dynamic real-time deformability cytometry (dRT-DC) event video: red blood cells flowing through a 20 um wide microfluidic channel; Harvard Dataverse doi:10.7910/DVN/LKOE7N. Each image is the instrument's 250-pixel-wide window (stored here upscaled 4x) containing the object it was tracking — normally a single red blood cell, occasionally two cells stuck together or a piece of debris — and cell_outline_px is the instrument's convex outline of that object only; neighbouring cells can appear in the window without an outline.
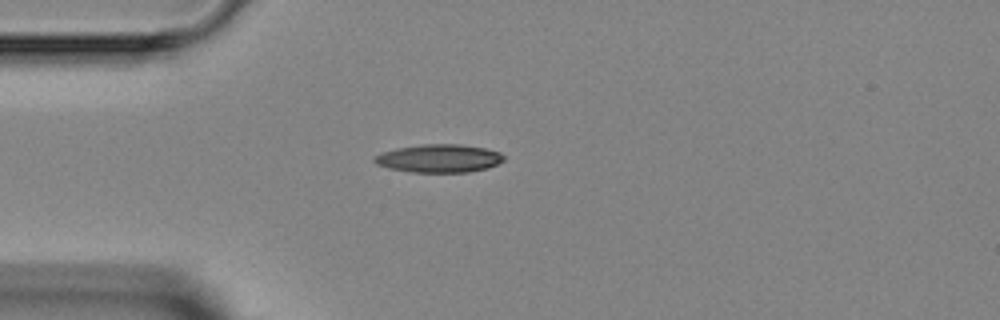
{"species": "Egyptian fruit bat (a non-hibernating species)", "species_latin": "Rousettus aegyptiacus", "temperature_condition": "room temperature", "stored_images_in_passage": 3, "camera_frame_rate_fps": 3000, "um_per_image_px": 0.085, "animal": {"sex": "female"}, "frame": {"image": 1, "passage_image": 1, "time_ms": 0.0, "image_size_px": [1000, 320], "cell_outline_px": [[504, 160], [488, 168], [468, 172], [412, 172], [388, 168], [376, 164], [372, 160], [380, 152], [396, 148], [420, 144], [460, 144], [484, 148], [500, 152], [504, 156]], "centroid_in_image_um": [37.29, 13.46], "position_along_channel_um": 47.7, "area_um2": 21.27}}
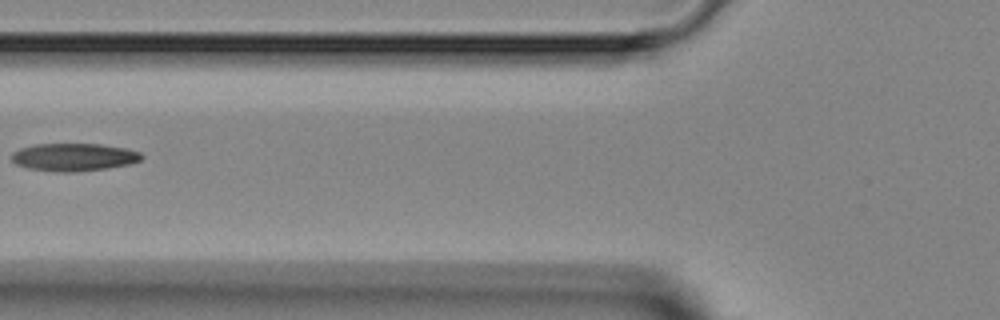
{"frame": {"image": 2, "passage_image": 3, "time_ms": 2.0, "image_size_px": [1000, 320], "cell_outline_px": [[144, 156], [140, 160], [128, 164], [108, 168], [76, 172], [60, 172], [28, 168], [16, 164], [12, 160], [12, 152], [20, 148], [36, 144], [100, 144], [124, 148], [140, 152]], "centroid_in_image_um": [6.27, 13.35], "position_along_channel_um": 119.5, "area_um2": 20.92}}